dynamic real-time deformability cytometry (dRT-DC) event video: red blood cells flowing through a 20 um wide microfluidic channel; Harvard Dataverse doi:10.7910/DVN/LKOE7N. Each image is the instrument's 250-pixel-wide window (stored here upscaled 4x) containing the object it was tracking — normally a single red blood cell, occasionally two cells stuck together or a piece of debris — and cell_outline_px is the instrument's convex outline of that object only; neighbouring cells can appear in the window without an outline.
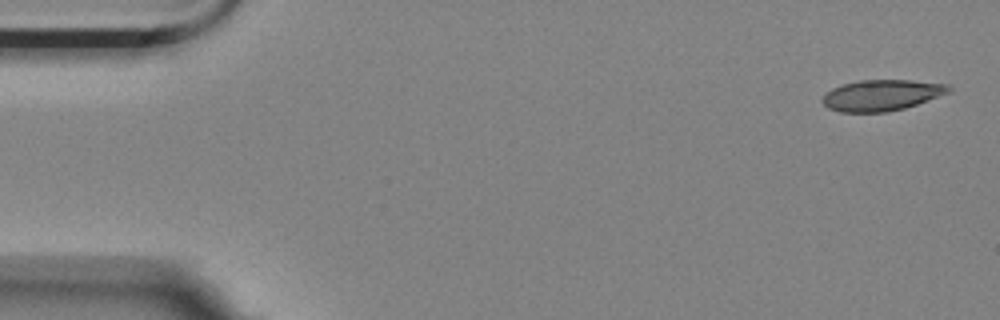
{"species": "Egyptian fruit bat (a non-hibernating species)", "species_latin": "Rousettus aegyptiacus", "temperature_condition": "room temperature", "stored_images_in_passage": 4, "camera_frame_rate_fps": 3000, "um_per_image_px": 0.085, "animal": {"sex": "female"}, "frame": {"image": 1, "passage_image": 1, "time_ms": 0.0, "image_size_px": [1000, 320], "cell_outline_px": [[952, 92], [904, 108], [888, 112], [840, 112], [828, 108], [820, 100], [832, 88], [844, 84], [860, 80], [912, 80], [948, 84], [952, 88]], "centroid_in_image_um": [74.97, 8.09], "position_along_channel_um": 10.0, "area_um2": 22.83}}
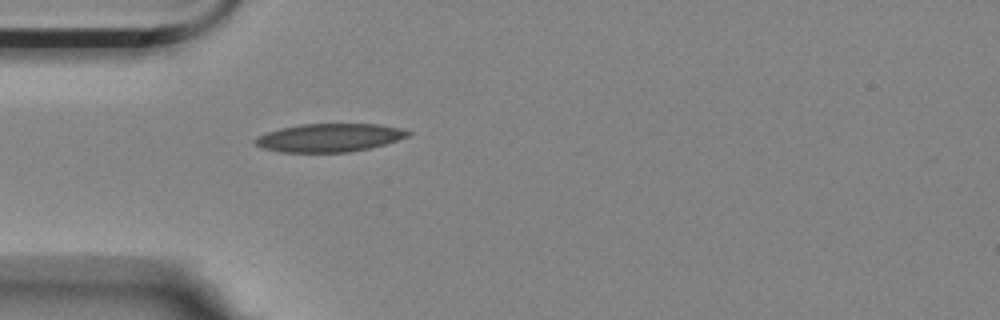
{"frame": {"image": 2, "passage_image": 4, "time_ms": 1.0, "image_size_px": [1000, 320], "cell_outline_px": [[412, 132], [408, 136], [384, 144], [368, 148], [348, 152], [280, 152], [260, 148], [252, 140], [256, 136], [280, 128], [300, 124], [380, 124], [400, 128]], "centroid_in_image_um": [27.94, 11.7], "position_along_channel_um": 57.1, "area_um2": 25.14}}